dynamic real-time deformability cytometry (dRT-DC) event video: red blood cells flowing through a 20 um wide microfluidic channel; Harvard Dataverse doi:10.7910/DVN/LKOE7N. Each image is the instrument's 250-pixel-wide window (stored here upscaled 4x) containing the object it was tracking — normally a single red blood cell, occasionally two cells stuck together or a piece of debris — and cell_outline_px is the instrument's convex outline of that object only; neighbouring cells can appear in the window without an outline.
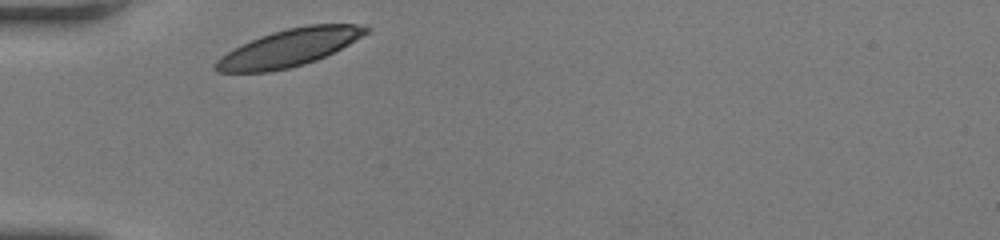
{"species": "human", "species_latin": "Homo sapiens", "temperature_condition": "room temperature", "stored_images_in_passage": 28, "camera_frame_rate_fps": 3000, "um_per_image_px": 0.085, "donor": {"sex": "female"}, "frame": {"image": 1, "passage_image": 1, "time_ms": 0.0, "image_size_px": [1000, 240], "cell_outline_px": [[372, 28], [368, 32], [348, 44], [316, 60], [304, 64], [288, 68], [268, 72], [216, 72], [212, 68], [212, 64], [220, 56], [260, 36], [272, 32], [288, 28], [308, 24], [356, 24]], "centroid_in_image_um": [24.54, 4.07], "position_along_channel_um": 60.5, "area_um2": 32.31}}
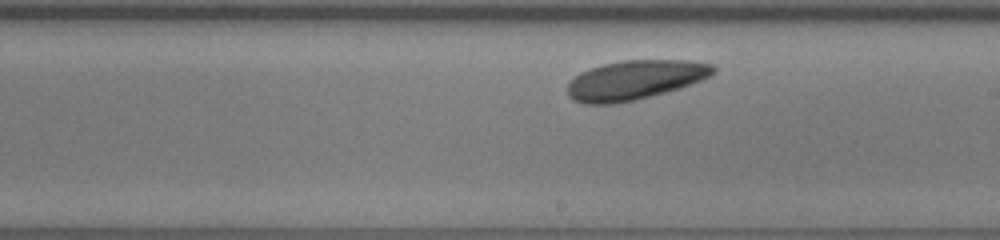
{"frame": {"image": 2, "passage_image": 16, "time_ms": 5.0, "image_size_px": [1000, 240], "cell_outline_px": [[716, 72], [692, 84], [680, 88], [652, 96], [636, 100], [612, 104], [584, 104], [572, 100], [568, 96], [568, 80], [580, 72], [604, 64], [620, 60], [688, 60], [712, 64], [716, 68]], "centroid_in_image_um": [53.95, 6.8], "position_along_channel_um": 235.1, "area_um2": 33.64}}
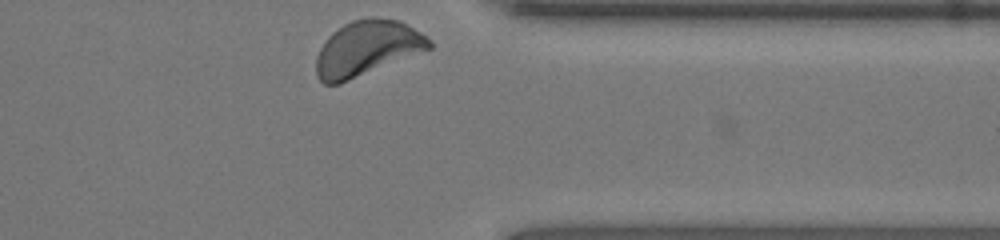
{"frame": {"image": 3, "passage_image": 28, "time_ms": 9.0, "image_size_px": [1000, 240], "cell_outline_px": [[432, 48], [340, 84], [324, 84], [316, 76], [316, 56], [320, 48], [328, 36], [332, 32], [344, 24], [352, 20], [400, 20], [420, 32], [432, 40]], "centroid_in_image_um": [31.18, 4.15], "position_along_channel_um": 380.2, "area_um2": 35.78}, "authors_computed_cell_mechanics": {"area_um2": 33.4084, "velocity_mm_per_s": 3.6764, "shape_relaxation_time_tau1_ms": 1.974, "shape_relaxation_time_tau2_ms": null, "deformation_change_tau1": 0.091, "deformation_change_tau2": null}}